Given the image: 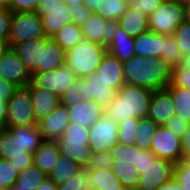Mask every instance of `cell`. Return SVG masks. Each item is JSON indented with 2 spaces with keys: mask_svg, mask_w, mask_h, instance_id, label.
Listing matches in <instances>:
<instances>
[{
  "mask_svg": "<svg viewBox=\"0 0 190 190\" xmlns=\"http://www.w3.org/2000/svg\"><path fill=\"white\" fill-rule=\"evenodd\" d=\"M44 141L38 124L0 129V158L10 160L21 172L32 165L33 154Z\"/></svg>",
  "mask_w": 190,
  "mask_h": 190,
  "instance_id": "6da1fadb",
  "label": "cell"
},
{
  "mask_svg": "<svg viewBox=\"0 0 190 190\" xmlns=\"http://www.w3.org/2000/svg\"><path fill=\"white\" fill-rule=\"evenodd\" d=\"M173 68L162 58L135 55L123 63L124 83L153 91L165 89L171 82Z\"/></svg>",
  "mask_w": 190,
  "mask_h": 190,
  "instance_id": "7a4b0ae2",
  "label": "cell"
},
{
  "mask_svg": "<svg viewBox=\"0 0 190 190\" xmlns=\"http://www.w3.org/2000/svg\"><path fill=\"white\" fill-rule=\"evenodd\" d=\"M153 90L124 84L116 96L105 107V113L113 118L117 124L129 118L148 117Z\"/></svg>",
  "mask_w": 190,
  "mask_h": 190,
  "instance_id": "3957f363",
  "label": "cell"
},
{
  "mask_svg": "<svg viewBox=\"0 0 190 190\" xmlns=\"http://www.w3.org/2000/svg\"><path fill=\"white\" fill-rule=\"evenodd\" d=\"M107 46L84 39L66 51V64L78 77H88L96 71Z\"/></svg>",
  "mask_w": 190,
  "mask_h": 190,
  "instance_id": "277c9868",
  "label": "cell"
},
{
  "mask_svg": "<svg viewBox=\"0 0 190 190\" xmlns=\"http://www.w3.org/2000/svg\"><path fill=\"white\" fill-rule=\"evenodd\" d=\"M38 124L34 117L33 103L27 86L18 87L7 102L5 129L34 126Z\"/></svg>",
  "mask_w": 190,
  "mask_h": 190,
  "instance_id": "5b68a950",
  "label": "cell"
},
{
  "mask_svg": "<svg viewBox=\"0 0 190 190\" xmlns=\"http://www.w3.org/2000/svg\"><path fill=\"white\" fill-rule=\"evenodd\" d=\"M185 21V10L176 0L163 2L148 16L149 30L153 33L170 36Z\"/></svg>",
  "mask_w": 190,
  "mask_h": 190,
  "instance_id": "8992f818",
  "label": "cell"
},
{
  "mask_svg": "<svg viewBox=\"0 0 190 190\" xmlns=\"http://www.w3.org/2000/svg\"><path fill=\"white\" fill-rule=\"evenodd\" d=\"M46 37L42 20L33 12H18L12 14L8 47H13L20 42H26L34 38Z\"/></svg>",
  "mask_w": 190,
  "mask_h": 190,
  "instance_id": "52a82bcc",
  "label": "cell"
},
{
  "mask_svg": "<svg viewBox=\"0 0 190 190\" xmlns=\"http://www.w3.org/2000/svg\"><path fill=\"white\" fill-rule=\"evenodd\" d=\"M118 139L119 124L106 113L89 128V146L92 152L110 151Z\"/></svg>",
  "mask_w": 190,
  "mask_h": 190,
  "instance_id": "ba28073f",
  "label": "cell"
},
{
  "mask_svg": "<svg viewBox=\"0 0 190 190\" xmlns=\"http://www.w3.org/2000/svg\"><path fill=\"white\" fill-rule=\"evenodd\" d=\"M150 151L157 158L166 159L175 164L183 159L181 138L164 125L158 126L152 136Z\"/></svg>",
  "mask_w": 190,
  "mask_h": 190,
  "instance_id": "9c48e42d",
  "label": "cell"
},
{
  "mask_svg": "<svg viewBox=\"0 0 190 190\" xmlns=\"http://www.w3.org/2000/svg\"><path fill=\"white\" fill-rule=\"evenodd\" d=\"M76 77L69 66L64 64L54 70L31 74L30 83L36 88L55 93L60 98Z\"/></svg>",
  "mask_w": 190,
  "mask_h": 190,
  "instance_id": "30bf717a",
  "label": "cell"
},
{
  "mask_svg": "<svg viewBox=\"0 0 190 190\" xmlns=\"http://www.w3.org/2000/svg\"><path fill=\"white\" fill-rule=\"evenodd\" d=\"M175 163L157 158L141 170L136 190H157L159 186L173 179Z\"/></svg>",
  "mask_w": 190,
  "mask_h": 190,
  "instance_id": "8fae6325",
  "label": "cell"
},
{
  "mask_svg": "<svg viewBox=\"0 0 190 190\" xmlns=\"http://www.w3.org/2000/svg\"><path fill=\"white\" fill-rule=\"evenodd\" d=\"M0 77L17 87H25L30 83V72L11 47H7L1 56Z\"/></svg>",
  "mask_w": 190,
  "mask_h": 190,
  "instance_id": "7c38bea8",
  "label": "cell"
},
{
  "mask_svg": "<svg viewBox=\"0 0 190 190\" xmlns=\"http://www.w3.org/2000/svg\"><path fill=\"white\" fill-rule=\"evenodd\" d=\"M118 26V20H105L100 14L92 13L81 28L84 39L108 46Z\"/></svg>",
  "mask_w": 190,
  "mask_h": 190,
  "instance_id": "4fadbf2b",
  "label": "cell"
},
{
  "mask_svg": "<svg viewBox=\"0 0 190 190\" xmlns=\"http://www.w3.org/2000/svg\"><path fill=\"white\" fill-rule=\"evenodd\" d=\"M117 91L110 85L98 78L96 72L92 73L88 77H81V96L82 100H95L104 107L116 96Z\"/></svg>",
  "mask_w": 190,
  "mask_h": 190,
  "instance_id": "5bb4252c",
  "label": "cell"
},
{
  "mask_svg": "<svg viewBox=\"0 0 190 190\" xmlns=\"http://www.w3.org/2000/svg\"><path fill=\"white\" fill-rule=\"evenodd\" d=\"M44 140L57 141L69 126V113L65 105L59 104L47 117L38 122Z\"/></svg>",
  "mask_w": 190,
  "mask_h": 190,
  "instance_id": "9a60e30c",
  "label": "cell"
},
{
  "mask_svg": "<svg viewBox=\"0 0 190 190\" xmlns=\"http://www.w3.org/2000/svg\"><path fill=\"white\" fill-rule=\"evenodd\" d=\"M12 48L30 74L42 73V48H44V38H34L26 42H20Z\"/></svg>",
  "mask_w": 190,
  "mask_h": 190,
  "instance_id": "2e32d148",
  "label": "cell"
},
{
  "mask_svg": "<svg viewBox=\"0 0 190 190\" xmlns=\"http://www.w3.org/2000/svg\"><path fill=\"white\" fill-rule=\"evenodd\" d=\"M171 93L165 88L152 93L148 117L158 126L164 125L176 114Z\"/></svg>",
  "mask_w": 190,
  "mask_h": 190,
  "instance_id": "e0dca14e",
  "label": "cell"
},
{
  "mask_svg": "<svg viewBox=\"0 0 190 190\" xmlns=\"http://www.w3.org/2000/svg\"><path fill=\"white\" fill-rule=\"evenodd\" d=\"M69 123H78L88 129L105 113V107L95 100H81L76 105L68 106Z\"/></svg>",
  "mask_w": 190,
  "mask_h": 190,
  "instance_id": "ac0fdd59",
  "label": "cell"
},
{
  "mask_svg": "<svg viewBox=\"0 0 190 190\" xmlns=\"http://www.w3.org/2000/svg\"><path fill=\"white\" fill-rule=\"evenodd\" d=\"M114 90L118 91L124 83L123 62L106 52L95 71Z\"/></svg>",
  "mask_w": 190,
  "mask_h": 190,
  "instance_id": "d6986e66",
  "label": "cell"
},
{
  "mask_svg": "<svg viewBox=\"0 0 190 190\" xmlns=\"http://www.w3.org/2000/svg\"><path fill=\"white\" fill-rule=\"evenodd\" d=\"M135 55L143 58H162L164 56L165 35L147 31L134 37Z\"/></svg>",
  "mask_w": 190,
  "mask_h": 190,
  "instance_id": "ffe728a7",
  "label": "cell"
},
{
  "mask_svg": "<svg viewBox=\"0 0 190 190\" xmlns=\"http://www.w3.org/2000/svg\"><path fill=\"white\" fill-rule=\"evenodd\" d=\"M27 87L31 94L34 117L38 123L60 104V98L48 90L34 87L31 83Z\"/></svg>",
  "mask_w": 190,
  "mask_h": 190,
  "instance_id": "44dd1931",
  "label": "cell"
},
{
  "mask_svg": "<svg viewBox=\"0 0 190 190\" xmlns=\"http://www.w3.org/2000/svg\"><path fill=\"white\" fill-rule=\"evenodd\" d=\"M60 153L77 163L82 168H86L92 157V149L89 141H76L59 138L57 141Z\"/></svg>",
  "mask_w": 190,
  "mask_h": 190,
  "instance_id": "7402d4cb",
  "label": "cell"
},
{
  "mask_svg": "<svg viewBox=\"0 0 190 190\" xmlns=\"http://www.w3.org/2000/svg\"><path fill=\"white\" fill-rule=\"evenodd\" d=\"M134 45V37L118 26L113 40L107 46V52L124 63L135 56Z\"/></svg>",
  "mask_w": 190,
  "mask_h": 190,
  "instance_id": "603a6c76",
  "label": "cell"
},
{
  "mask_svg": "<svg viewBox=\"0 0 190 190\" xmlns=\"http://www.w3.org/2000/svg\"><path fill=\"white\" fill-rule=\"evenodd\" d=\"M61 153L56 141H44L34 152L32 164L47 175L53 170Z\"/></svg>",
  "mask_w": 190,
  "mask_h": 190,
  "instance_id": "cb8c5ba5",
  "label": "cell"
},
{
  "mask_svg": "<svg viewBox=\"0 0 190 190\" xmlns=\"http://www.w3.org/2000/svg\"><path fill=\"white\" fill-rule=\"evenodd\" d=\"M66 64V51L52 38L44 37L42 48V73Z\"/></svg>",
  "mask_w": 190,
  "mask_h": 190,
  "instance_id": "d4e9b609",
  "label": "cell"
},
{
  "mask_svg": "<svg viewBox=\"0 0 190 190\" xmlns=\"http://www.w3.org/2000/svg\"><path fill=\"white\" fill-rule=\"evenodd\" d=\"M118 23L119 26L132 37H137L149 31L148 16L134 10L131 6L127 8L126 12L118 20Z\"/></svg>",
  "mask_w": 190,
  "mask_h": 190,
  "instance_id": "484cf974",
  "label": "cell"
},
{
  "mask_svg": "<svg viewBox=\"0 0 190 190\" xmlns=\"http://www.w3.org/2000/svg\"><path fill=\"white\" fill-rule=\"evenodd\" d=\"M41 20L47 38H53L60 29L73 22L66 3L65 9L46 11V16H42Z\"/></svg>",
  "mask_w": 190,
  "mask_h": 190,
  "instance_id": "4316f807",
  "label": "cell"
},
{
  "mask_svg": "<svg viewBox=\"0 0 190 190\" xmlns=\"http://www.w3.org/2000/svg\"><path fill=\"white\" fill-rule=\"evenodd\" d=\"M48 175L42 172L37 166L30 165L23 171L19 172L16 183L12 190H36Z\"/></svg>",
  "mask_w": 190,
  "mask_h": 190,
  "instance_id": "83f0119b",
  "label": "cell"
},
{
  "mask_svg": "<svg viewBox=\"0 0 190 190\" xmlns=\"http://www.w3.org/2000/svg\"><path fill=\"white\" fill-rule=\"evenodd\" d=\"M91 176L90 190H127L111 169L87 170Z\"/></svg>",
  "mask_w": 190,
  "mask_h": 190,
  "instance_id": "f1b7e54d",
  "label": "cell"
},
{
  "mask_svg": "<svg viewBox=\"0 0 190 190\" xmlns=\"http://www.w3.org/2000/svg\"><path fill=\"white\" fill-rule=\"evenodd\" d=\"M80 169H82L81 166L61 154L57 164L48 174V178L54 181L57 185H60L74 177Z\"/></svg>",
  "mask_w": 190,
  "mask_h": 190,
  "instance_id": "f546056e",
  "label": "cell"
},
{
  "mask_svg": "<svg viewBox=\"0 0 190 190\" xmlns=\"http://www.w3.org/2000/svg\"><path fill=\"white\" fill-rule=\"evenodd\" d=\"M111 170L127 190H136L140 175L134 164L113 161Z\"/></svg>",
  "mask_w": 190,
  "mask_h": 190,
  "instance_id": "4dcf8cb0",
  "label": "cell"
},
{
  "mask_svg": "<svg viewBox=\"0 0 190 190\" xmlns=\"http://www.w3.org/2000/svg\"><path fill=\"white\" fill-rule=\"evenodd\" d=\"M64 51L73 48L84 40L82 28L75 23H69L60 29L52 38Z\"/></svg>",
  "mask_w": 190,
  "mask_h": 190,
  "instance_id": "1f68e13d",
  "label": "cell"
},
{
  "mask_svg": "<svg viewBox=\"0 0 190 190\" xmlns=\"http://www.w3.org/2000/svg\"><path fill=\"white\" fill-rule=\"evenodd\" d=\"M176 106V115L183 117L190 123V89L179 86H166Z\"/></svg>",
  "mask_w": 190,
  "mask_h": 190,
  "instance_id": "d6a6232c",
  "label": "cell"
},
{
  "mask_svg": "<svg viewBox=\"0 0 190 190\" xmlns=\"http://www.w3.org/2000/svg\"><path fill=\"white\" fill-rule=\"evenodd\" d=\"M157 127L158 125L149 117L139 119L134 145L140 149L150 150L152 136L154 135Z\"/></svg>",
  "mask_w": 190,
  "mask_h": 190,
  "instance_id": "836d02e7",
  "label": "cell"
},
{
  "mask_svg": "<svg viewBox=\"0 0 190 190\" xmlns=\"http://www.w3.org/2000/svg\"><path fill=\"white\" fill-rule=\"evenodd\" d=\"M127 8L123 0H101L98 14L105 20H119Z\"/></svg>",
  "mask_w": 190,
  "mask_h": 190,
  "instance_id": "e575fe53",
  "label": "cell"
},
{
  "mask_svg": "<svg viewBox=\"0 0 190 190\" xmlns=\"http://www.w3.org/2000/svg\"><path fill=\"white\" fill-rule=\"evenodd\" d=\"M91 176L86 168H82L65 183L58 185L57 190H90Z\"/></svg>",
  "mask_w": 190,
  "mask_h": 190,
  "instance_id": "d590c367",
  "label": "cell"
},
{
  "mask_svg": "<svg viewBox=\"0 0 190 190\" xmlns=\"http://www.w3.org/2000/svg\"><path fill=\"white\" fill-rule=\"evenodd\" d=\"M113 161L136 163V146L117 142L110 150Z\"/></svg>",
  "mask_w": 190,
  "mask_h": 190,
  "instance_id": "8d00e7d4",
  "label": "cell"
},
{
  "mask_svg": "<svg viewBox=\"0 0 190 190\" xmlns=\"http://www.w3.org/2000/svg\"><path fill=\"white\" fill-rule=\"evenodd\" d=\"M162 59L172 68L182 63L183 57L181 56L177 40L172 35H165L164 56Z\"/></svg>",
  "mask_w": 190,
  "mask_h": 190,
  "instance_id": "74e56055",
  "label": "cell"
},
{
  "mask_svg": "<svg viewBox=\"0 0 190 190\" xmlns=\"http://www.w3.org/2000/svg\"><path fill=\"white\" fill-rule=\"evenodd\" d=\"M19 171L10 160L0 158V187L11 189L16 183Z\"/></svg>",
  "mask_w": 190,
  "mask_h": 190,
  "instance_id": "f35d334b",
  "label": "cell"
},
{
  "mask_svg": "<svg viewBox=\"0 0 190 190\" xmlns=\"http://www.w3.org/2000/svg\"><path fill=\"white\" fill-rule=\"evenodd\" d=\"M138 121V118H129L128 120L119 123V143L134 145Z\"/></svg>",
  "mask_w": 190,
  "mask_h": 190,
  "instance_id": "ab89813d",
  "label": "cell"
},
{
  "mask_svg": "<svg viewBox=\"0 0 190 190\" xmlns=\"http://www.w3.org/2000/svg\"><path fill=\"white\" fill-rule=\"evenodd\" d=\"M172 36L177 40L182 57L190 54V23L184 21Z\"/></svg>",
  "mask_w": 190,
  "mask_h": 190,
  "instance_id": "60d3db41",
  "label": "cell"
},
{
  "mask_svg": "<svg viewBox=\"0 0 190 190\" xmlns=\"http://www.w3.org/2000/svg\"><path fill=\"white\" fill-rule=\"evenodd\" d=\"M81 77L76 79L67 87L63 95L60 97V104L66 107L76 105L82 100L81 96Z\"/></svg>",
  "mask_w": 190,
  "mask_h": 190,
  "instance_id": "b9f144b4",
  "label": "cell"
},
{
  "mask_svg": "<svg viewBox=\"0 0 190 190\" xmlns=\"http://www.w3.org/2000/svg\"><path fill=\"white\" fill-rule=\"evenodd\" d=\"M173 179L184 190H190V160L182 159L175 164Z\"/></svg>",
  "mask_w": 190,
  "mask_h": 190,
  "instance_id": "7bdbcfd3",
  "label": "cell"
},
{
  "mask_svg": "<svg viewBox=\"0 0 190 190\" xmlns=\"http://www.w3.org/2000/svg\"><path fill=\"white\" fill-rule=\"evenodd\" d=\"M113 159L110 151L93 152L87 170L111 169Z\"/></svg>",
  "mask_w": 190,
  "mask_h": 190,
  "instance_id": "ee69618b",
  "label": "cell"
},
{
  "mask_svg": "<svg viewBox=\"0 0 190 190\" xmlns=\"http://www.w3.org/2000/svg\"><path fill=\"white\" fill-rule=\"evenodd\" d=\"M13 12L7 6H0V44L8 46Z\"/></svg>",
  "mask_w": 190,
  "mask_h": 190,
  "instance_id": "f6af8a7d",
  "label": "cell"
},
{
  "mask_svg": "<svg viewBox=\"0 0 190 190\" xmlns=\"http://www.w3.org/2000/svg\"><path fill=\"white\" fill-rule=\"evenodd\" d=\"M60 138L76 141H89V129L85 126H80L78 123H69V126L62 133Z\"/></svg>",
  "mask_w": 190,
  "mask_h": 190,
  "instance_id": "bcb514c9",
  "label": "cell"
},
{
  "mask_svg": "<svg viewBox=\"0 0 190 190\" xmlns=\"http://www.w3.org/2000/svg\"><path fill=\"white\" fill-rule=\"evenodd\" d=\"M167 86H179L190 89V73H185L184 68L179 65L173 68L171 82Z\"/></svg>",
  "mask_w": 190,
  "mask_h": 190,
  "instance_id": "7dc6e473",
  "label": "cell"
},
{
  "mask_svg": "<svg viewBox=\"0 0 190 190\" xmlns=\"http://www.w3.org/2000/svg\"><path fill=\"white\" fill-rule=\"evenodd\" d=\"M189 125L190 123H188V121H186L183 117H179L176 114L164 124V126L167 129L172 131L175 135L179 136L180 138H182L185 135Z\"/></svg>",
  "mask_w": 190,
  "mask_h": 190,
  "instance_id": "c3c4849f",
  "label": "cell"
},
{
  "mask_svg": "<svg viewBox=\"0 0 190 190\" xmlns=\"http://www.w3.org/2000/svg\"><path fill=\"white\" fill-rule=\"evenodd\" d=\"M39 0H11L7 7L13 12H33L38 6Z\"/></svg>",
  "mask_w": 190,
  "mask_h": 190,
  "instance_id": "681fc988",
  "label": "cell"
},
{
  "mask_svg": "<svg viewBox=\"0 0 190 190\" xmlns=\"http://www.w3.org/2000/svg\"><path fill=\"white\" fill-rule=\"evenodd\" d=\"M68 10L70 12V16L73 19V23L80 26L92 15V13L85 7L84 4L70 5L68 6Z\"/></svg>",
  "mask_w": 190,
  "mask_h": 190,
  "instance_id": "f907efd6",
  "label": "cell"
},
{
  "mask_svg": "<svg viewBox=\"0 0 190 190\" xmlns=\"http://www.w3.org/2000/svg\"><path fill=\"white\" fill-rule=\"evenodd\" d=\"M56 9H65L64 0H39L35 12L42 17L46 16V11H55Z\"/></svg>",
  "mask_w": 190,
  "mask_h": 190,
  "instance_id": "816d5d0a",
  "label": "cell"
},
{
  "mask_svg": "<svg viewBox=\"0 0 190 190\" xmlns=\"http://www.w3.org/2000/svg\"><path fill=\"white\" fill-rule=\"evenodd\" d=\"M156 159L157 157L150 150L140 149L136 146L135 166L139 175H141V170H143L150 161H155Z\"/></svg>",
  "mask_w": 190,
  "mask_h": 190,
  "instance_id": "f5cc1de1",
  "label": "cell"
},
{
  "mask_svg": "<svg viewBox=\"0 0 190 190\" xmlns=\"http://www.w3.org/2000/svg\"><path fill=\"white\" fill-rule=\"evenodd\" d=\"M163 2L164 1L162 0H138L136 4H133L131 7L134 10L150 16L159 8Z\"/></svg>",
  "mask_w": 190,
  "mask_h": 190,
  "instance_id": "db71d44e",
  "label": "cell"
},
{
  "mask_svg": "<svg viewBox=\"0 0 190 190\" xmlns=\"http://www.w3.org/2000/svg\"><path fill=\"white\" fill-rule=\"evenodd\" d=\"M18 87L0 77V100L8 102Z\"/></svg>",
  "mask_w": 190,
  "mask_h": 190,
  "instance_id": "11a10c76",
  "label": "cell"
},
{
  "mask_svg": "<svg viewBox=\"0 0 190 190\" xmlns=\"http://www.w3.org/2000/svg\"><path fill=\"white\" fill-rule=\"evenodd\" d=\"M183 159L190 160V125L185 135L181 138Z\"/></svg>",
  "mask_w": 190,
  "mask_h": 190,
  "instance_id": "9f6ffc18",
  "label": "cell"
},
{
  "mask_svg": "<svg viewBox=\"0 0 190 190\" xmlns=\"http://www.w3.org/2000/svg\"><path fill=\"white\" fill-rule=\"evenodd\" d=\"M101 0H84L83 4L91 13H98L100 11Z\"/></svg>",
  "mask_w": 190,
  "mask_h": 190,
  "instance_id": "6f0895ef",
  "label": "cell"
},
{
  "mask_svg": "<svg viewBox=\"0 0 190 190\" xmlns=\"http://www.w3.org/2000/svg\"><path fill=\"white\" fill-rule=\"evenodd\" d=\"M157 190H184L174 179L163 183Z\"/></svg>",
  "mask_w": 190,
  "mask_h": 190,
  "instance_id": "680465c9",
  "label": "cell"
},
{
  "mask_svg": "<svg viewBox=\"0 0 190 190\" xmlns=\"http://www.w3.org/2000/svg\"><path fill=\"white\" fill-rule=\"evenodd\" d=\"M7 117V102L0 100V128L5 129Z\"/></svg>",
  "mask_w": 190,
  "mask_h": 190,
  "instance_id": "91938a15",
  "label": "cell"
},
{
  "mask_svg": "<svg viewBox=\"0 0 190 190\" xmlns=\"http://www.w3.org/2000/svg\"><path fill=\"white\" fill-rule=\"evenodd\" d=\"M58 185L52 181L51 179L47 178L36 190H57Z\"/></svg>",
  "mask_w": 190,
  "mask_h": 190,
  "instance_id": "94428289",
  "label": "cell"
},
{
  "mask_svg": "<svg viewBox=\"0 0 190 190\" xmlns=\"http://www.w3.org/2000/svg\"><path fill=\"white\" fill-rule=\"evenodd\" d=\"M181 66L184 68L185 73H190V54L183 57Z\"/></svg>",
  "mask_w": 190,
  "mask_h": 190,
  "instance_id": "6125c7cd",
  "label": "cell"
},
{
  "mask_svg": "<svg viewBox=\"0 0 190 190\" xmlns=\"http://www.w3.org/2000/svg\"><path fill=\"white\" fill-rule=\"evenodd\" d=\"M64 2L70 6V5H80L83 4L84 0H64Z\"/></svg>",
  "mask_w": 190,
  "mask_h": 190,
  "instance_id": "be15d7a7",
  "label": "cell"
},
{
  "mask_svg": "<svg viewBox=\"0 0 190 190\" xmlns=\"http://www.w3.org/2000/svg\"><path fill=\"white\" fill-rule=\"evenodd\" d=\"M185 10V21L190 23V5L184 7Z\"/></svg>",
  "mask_w": 190,
  "mask_h": 190,
  "instance_id": "e7e4bbea",
  "label": "cell"
},
{
  "mask_svg": "<svg viewBox=\"0 0 190 190\" xmlns=\"http://www.w3.org/2000/svg\"><path fill=\"white\" fill-rule=\"evenodd\" d=\"M176 2L179 3L183 7L190 5V0H176Z\"/></svg>",
  "mask_w": 190,
  "mask_h": 190,
  "instance_id": "03108f58",
  "label": "cell"
},
{
  "mask_svg": "<svg viewBox=\"0 0 190 190\" xmlns=\"http://www.w3.org/2000/svg\"><path fill=\"white\" fill-rule=\"evenodd\" d=\"M128 7L132 6L133 4H136L138 0H123Z\"/></svg>",
  "mask_w": 190,
  "mask_h": 190,
  "instance_id": "003e7915",
  "label": "cell"
},
{
  "mask_svg": "<svg viewBox=\"0 0 190 190\" xmlns=\"http://www.w3.org/2000/svg\"><path fill=\"white\" fill-rule=\"evenodd\" d=\"M7 47H8L7 45H2V44H0V59H1V56H2L3 52L5 51V49H6Z\"/></svg>",
  "mask_w": 190,
  "mask_h": 190,
  "instance_id": "a7ac6f4b",
  "label": "cell"
},
{
  "mask_svg": "<svg viewBox=\"0 0 190 190\" xmlns=\"http://www.w3.org/2000/svg\"><path fill=\"white\" fill-rule=\"evenodd\" d=\"M11 0H0V4L2 6H7L10 3Z\"/></svg>",
  "mask_w": 190,
  "mask_h": 190,
  "instance_id": "89a4df30",
  "label": "cell"
},
{
  "mask_svg": "<svg viewBox=\"0 0 190 190\" xmlns=\"http://www.w3.org/2000/svg\"><path fill=\"white\" fill-rule=\"evenodd\" d=\"M0 190H12V189L0 187Z\"/></svg>",
  "mask_w": 190,
  "mask_h": 190,
  "instance_id": "2644e50d",
  "label": "cell"
}]
</instances>
